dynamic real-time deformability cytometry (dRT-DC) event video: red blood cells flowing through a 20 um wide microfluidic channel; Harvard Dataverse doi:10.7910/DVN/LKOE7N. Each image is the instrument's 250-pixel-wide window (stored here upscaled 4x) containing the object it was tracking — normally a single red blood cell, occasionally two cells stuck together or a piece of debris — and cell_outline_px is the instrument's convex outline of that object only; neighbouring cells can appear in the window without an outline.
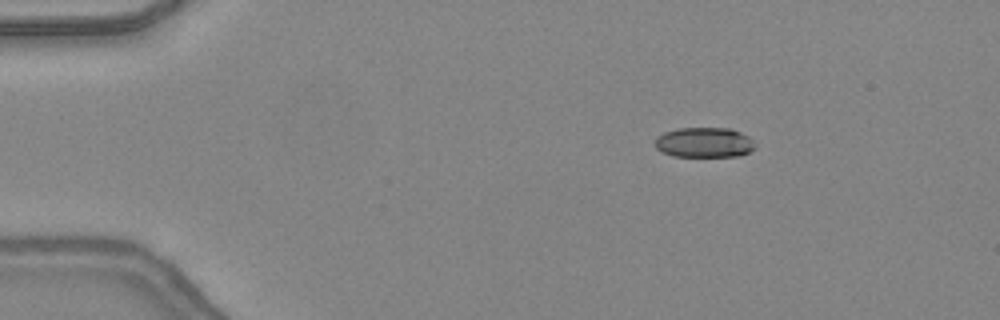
{"species": "common noctule bat (a hibernating species)", "species_latin": "Nyctalus noctula", "temperature_condition": "warm", "stored_images_in_passage": 41, "camera_frame_rate_fps": 3000, "um_per_image_px": 0.085, "animal": {"sex": "female", "body_mass_g": 24.6, "forearm_length_mm": 56.2}, "frame": {"image": 1, "passage_image": 1, "time_ms": 0.0, "image_size_px": [1000, 320], "cell_outline_px": [[756, 148], [740, 156], [672, 156], [660, 152], [656, 148], [656, 136], [664, 132], [676, 128], [732, 128], [748, 136], [756, 144]], "centroid_in_image_um": [59.86, 12.1], "position_along_channel_um": 25.1, "area_um2": 17.74}}
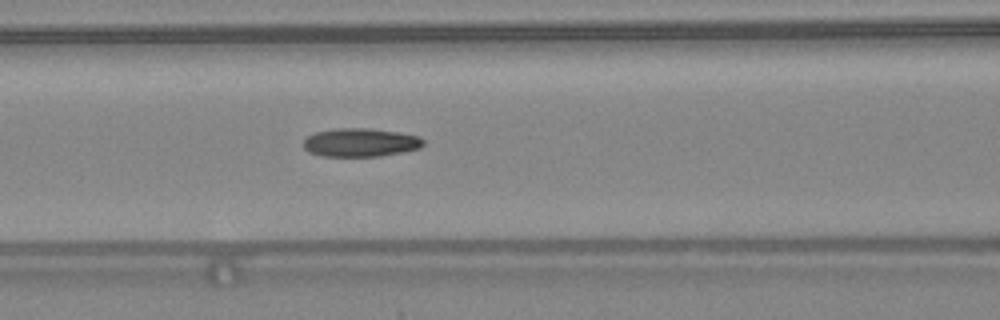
{"frame": {"image": 2, "passage_image": 14, "time_ms": 4.333, "image_size_px": [1000, 320], "cell_outline_px": [[424, 144], [420, 148], [404, 152], [380, 156], [320, 156], [308, 152], [304, 148], [304, 140], [308, 136], [316, 132], [332, 128], [368, 128], [396, 132], [420, 136], [424, 140]], "centroid_in_image_um": [30.64, 12.11], "position_along_channel_um": 136.0, "area_um2": 20.0}}
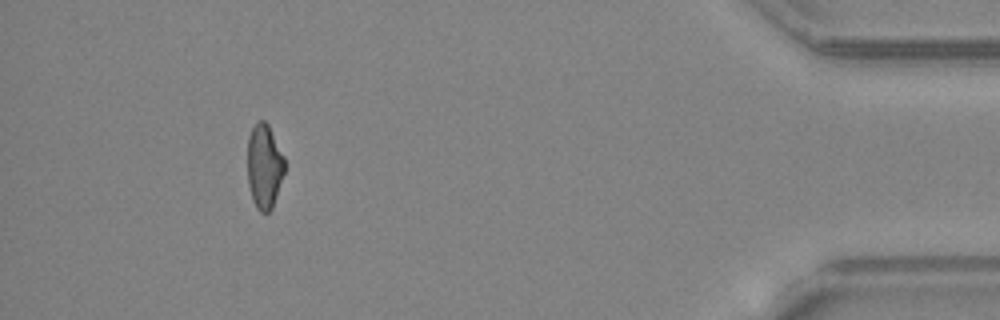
{"frame": {"image": 3, "passage_image": 37, "time_ms": 12.0, "image_size_px": [1000, 320], "cell_outline_px": [[284, 172], [272, 208], [268, 212], [260, 212], [256, 208], [252, 200], [248, 184], [248, 136], [256, 120], [264, 120], [268, 124], [284, 156]], "centroid_in_image_um": [22.45, 14.12], "position_along_channel_um": 412.8, "area_um2": 18.26}, "authors_computed_cell_mechanics": {"area_um2": 19.363, "velocity_mm_per_s": 4.41, "shape_relaxation_time_tau1_ms": null, "shape_relaxation_time_tau2_ms": 3.0066, "deformation_change_tau1": null, "deformation_change_tau2": 0.116}}